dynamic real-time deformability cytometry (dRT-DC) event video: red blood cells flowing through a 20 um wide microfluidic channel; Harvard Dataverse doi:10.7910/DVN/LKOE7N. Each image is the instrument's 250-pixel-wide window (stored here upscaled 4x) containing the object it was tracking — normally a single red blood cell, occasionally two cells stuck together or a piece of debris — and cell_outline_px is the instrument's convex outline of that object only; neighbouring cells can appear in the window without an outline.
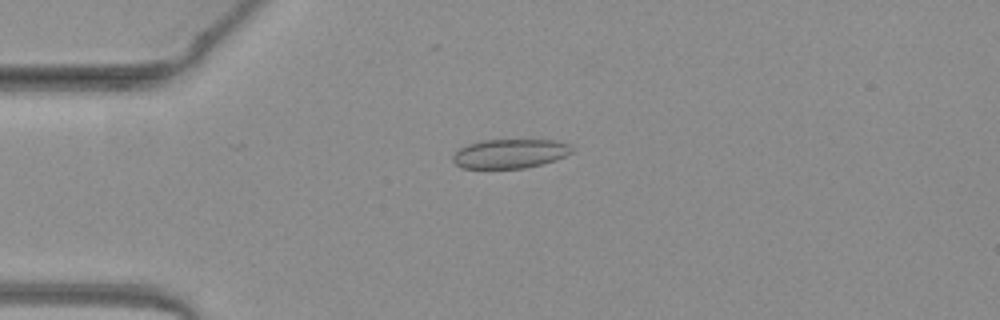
{"species": "common noctule bat (a hibernating species)", "species_latin": "Nyctalus noctula", "temperature_condition": "warm", "stored_images_in_passage": 31, "camera_frame_rate_fps": 3000, "um_per_image_px": 0.085, "animal": {"sex": "female", "body_mass_g": 19.3, "forearm_length_mm": 54.1}, "frame": {"image": 1, "passage_image": 11, "time_ms": 3.333, "image_size_px": [1000, 320], "cell_outline_px": [[572, 152], [556, 160], [524, 168], [464, 168], [456, 164], [452, 160], [452, 156], [460, 148], [468, 144], [484, 140], [556, 140], [568, 144], [572, 148]], "centroid_in_image_um": [43.34, 13.05], "position_along_channel_um": 41.7, "area_um2": 20.06}}
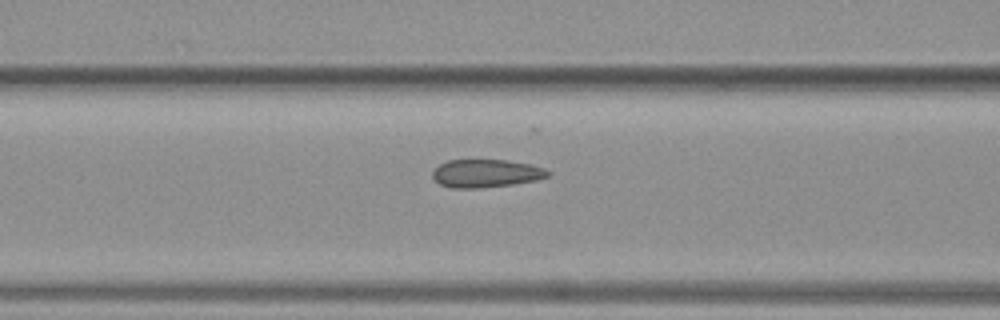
{"frame": {"image": 2, "passage_image": 19, "time_ms": 6.0, "image_size_px": [1000, 320], "cell_outline_px": [[552, 172], [548, 176], [536, 180], [512, 184], [480, 188], [452, 188], [440, 184], [432, 176], [432, 172], [440, 164], [448, 160], [508, 160], [528, 164], [544, 168]], "centroid_in_image_um": [41.31, 14.74], "position_along_channel_um": 125.3, "area_um2": 18.73}}
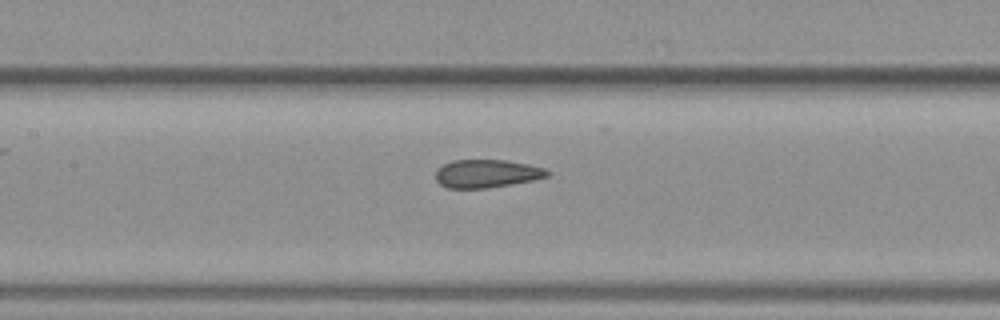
{"frame": {"image": 3, "passage_image": 22, "time_ms": 7.0, "image_size_px": [1000, 320], "cell_outline_px": [[552, 172], [548, 176], [532, 180], [512, 184], [488, 188], [448, 188], [440, 184], [436, 180], [436, 172], [444, 164], [452, 160], [504, 160], [528, 164], [544, 168]], "centroid_in_image_um": [41.39, 14.76], "position_along_channel_um": 166.0, "area_um2": 18.21}}